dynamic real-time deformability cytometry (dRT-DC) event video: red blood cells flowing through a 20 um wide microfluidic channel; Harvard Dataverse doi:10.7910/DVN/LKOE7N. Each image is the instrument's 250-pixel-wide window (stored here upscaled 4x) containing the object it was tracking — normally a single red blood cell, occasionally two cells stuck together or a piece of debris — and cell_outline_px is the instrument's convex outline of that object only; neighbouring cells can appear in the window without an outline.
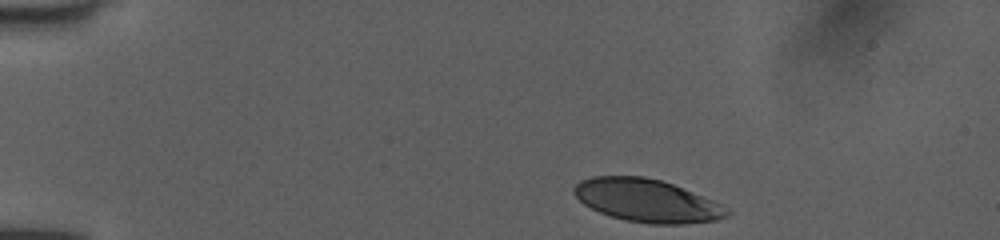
{"species": "human", "species_latin": "Homo sapiens", "temperature_condition": "room temperature", "stored_images_in_passage": 38, "camera_frame_rate_fps": 3000, "um_per_image_px": 0.085, "donor": {"sex": "female"}, "frame": {"image": 1, "passage_image": 1, "time_ms": 0.0, "image_size_px": [1000, 240], "cell_outline_px": [[732, 212], [728, 216], [716, 220], [684, 224], [652, 224], [624, 220], [600, 212], [584, 204], [572, 192], [572, 188], [580, 180], [592, 176], [644, 176], [660, 180], [672, 184], [704, 196], [728, 208]], "centroid_in_image_um": [54.99, 17.05], "position_along_channel_um": 30.0, "area_um2": 38.21}}
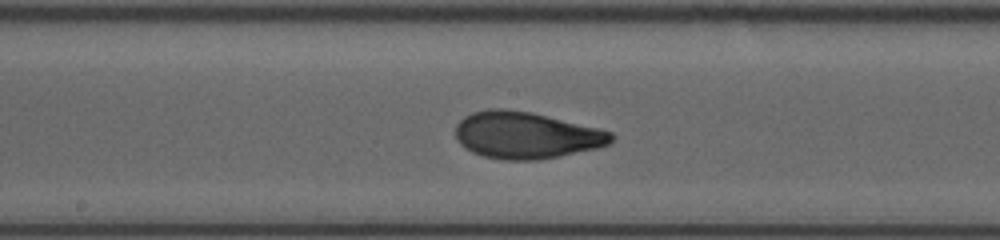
{"frame": {"image": 2, "passage_image": 20, "time_ms": 6.333, "image_size_px": [1000, 240], "cell_outline_px": [[616, 136], [608, 144], [596, 148], [560, 156], [540, 160], [504, 160], [484, 156], [472, 152], [464, 148], [456, 140], [456, 124], [464, 116], [472, 112], [488, 108], [504, 108], [532, 112], [600, 128], [612, 132]], "centroid_in_image_um": [44.7, 11.48], "position_along_channel_um": 203.5, "area_um2": 42.83}}
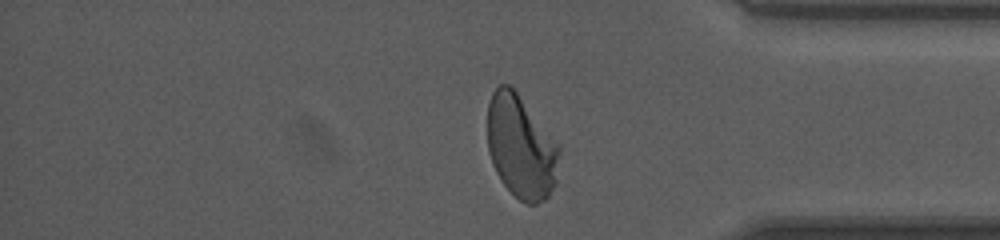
{"frame": {"image": 3, "passage_image": 35, "time_ms": 11.333, "image_size_px": [1000, 240], "cell_outline_px": [[560, 152], [556, 184], [548, 196], [544, 200], [536, 204], [528, 204], [520, 200], [500, 180], [492, 164], [488, 152], [488, 104], [492, 92], [500, 84], [508, 84], [516, 92], [560, 144]], "centroid_in_image_um": [44.3, 12.5], "position_along_channel_um": 390.9, "area_um2": 43.29}, "authors_computed_cell_mechanics": {"area_um2": 41.7027, "velocity_mm_per_s": 4.0092, "shape_relaxation_time_tau1_ms": 3.5707, "shape_relaxation_time_tau2_ms": 0.9079, "deformation_change_tau1": 0.1717, "deformation_change_tau2": 0.0636}}